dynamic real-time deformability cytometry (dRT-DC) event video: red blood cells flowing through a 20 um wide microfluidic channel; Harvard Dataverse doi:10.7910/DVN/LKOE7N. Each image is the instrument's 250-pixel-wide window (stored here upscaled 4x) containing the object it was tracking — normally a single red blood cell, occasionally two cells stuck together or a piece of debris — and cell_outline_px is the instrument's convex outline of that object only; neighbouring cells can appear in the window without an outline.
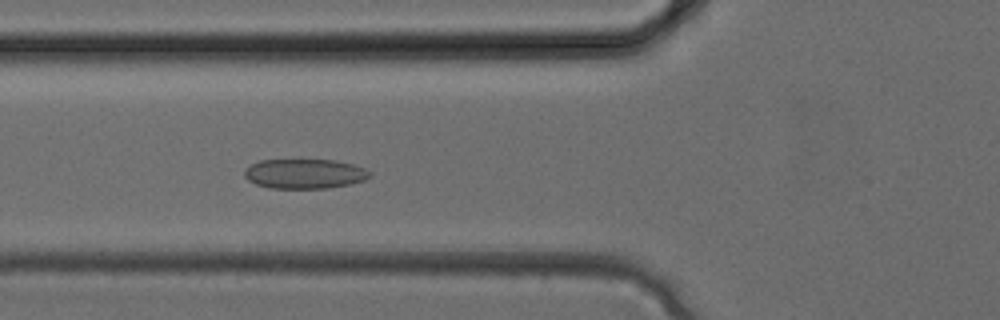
{"species": "common noctule bat (a hibernating species)", "species_latin": "Nyctalus noctula", "temperature_condition": "cold", "stored_images_in_passage": 5, "camera_frame_rate_fps": 3000, "um_per_image_px": 0.085, "animal": {"sex": "female", "body_mass_g": 24.6, "forearm_length_mm": 56.2}, "frame": {"image": 1, "passage_image": 4, "time_ms": 1.0, "image_size_px": [1000, 320], "cell_outline_px": [[372, 176], [364, 180], [352, 184], [328, 188], [268, 188], [256, 184], [248, 180], [244, 176], [244, 168], [260, 160], [336, 160], [352, 164], [364, 168], [372, 172]], "centroid_in_image_um": [25.9, 14.77], "position_along_channel_um": 99.9, "area_um2": 21.85}}